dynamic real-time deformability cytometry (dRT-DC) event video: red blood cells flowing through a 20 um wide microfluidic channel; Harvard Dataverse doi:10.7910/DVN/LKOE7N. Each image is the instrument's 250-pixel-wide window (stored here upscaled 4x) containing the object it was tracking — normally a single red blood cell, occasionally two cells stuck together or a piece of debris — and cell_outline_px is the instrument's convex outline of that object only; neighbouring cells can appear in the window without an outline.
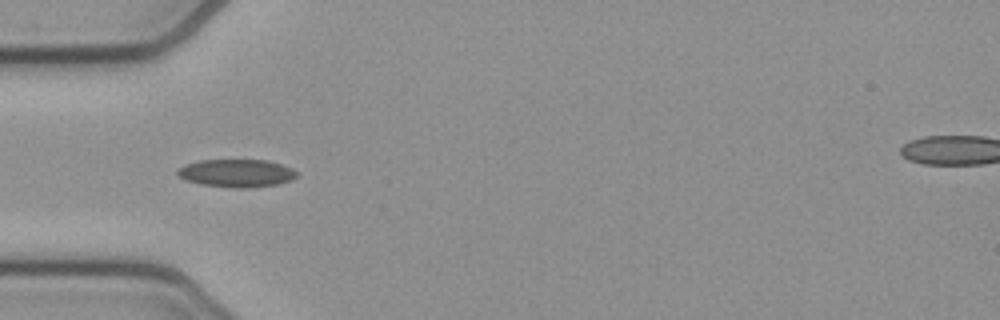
{"species": "common noctule bat (a hibernating species)", "species_latin": "Nyctalus noctula", "temperature_condition": "cold", "stored_images_in_passage": 17, "camera_frame_rate_fps": 3000, "um_per_image_px": 0.085, "animal": {"sex": "female", "body_mass_g": 21.9}, "frame": {"image": 1, "passage_image": 3, "time_ms": 0.667, "image_size_px": [1000, 320], "cell_outline_px": [[296, 176], [292, 180], [276, 184], [236, 188], [200, 184], [188, 180], [180, 176], [176, 172], [176, 168], [184, 164], [200, 160], [268, 160], [292, 168], [296, 172]], "centroid_in_image_um": [20.07, 14.7], "position_along_channel_um": 64.9, "area_um2": 19.13}}
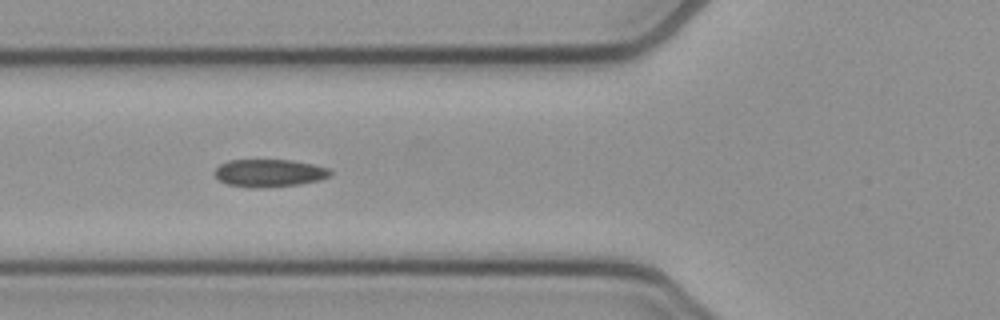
{"frame": {"image": 2, "passage_image": 6, "time_ms": 1.667, "image_size_px": [1000, 320], "cell_outline_px": [[332, 176], [320, 180], [300, 184], [252, 188], [248, 188], [228, 184], [220, 180], [216, 176], [216, 168], [220, 164], [228, 160], [292, 160], [312, 164], [328, 168], [332, 172]], "centroid_in_image_um": [22.92, 14.7], "position_along_channel_um": 102.9, "area_um2": 18.55}}